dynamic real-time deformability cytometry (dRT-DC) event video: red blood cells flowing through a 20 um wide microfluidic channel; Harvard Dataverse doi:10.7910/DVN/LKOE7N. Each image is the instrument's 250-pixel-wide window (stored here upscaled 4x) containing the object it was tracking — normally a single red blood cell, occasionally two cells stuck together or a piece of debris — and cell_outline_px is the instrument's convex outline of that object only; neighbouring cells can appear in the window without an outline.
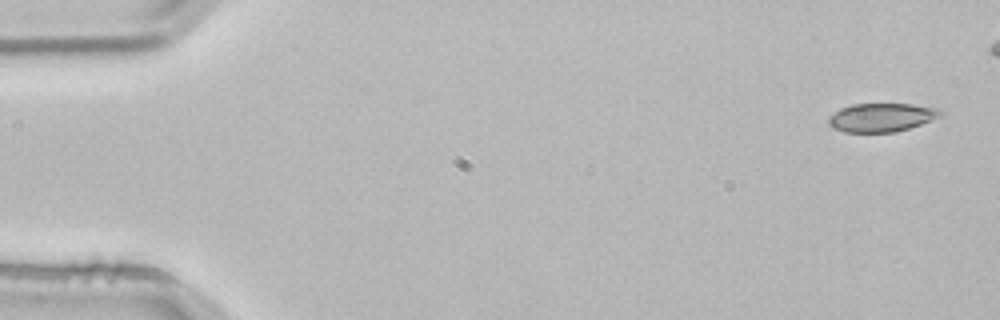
{"species": "common noctule bat (a hibernating species)", "species_latin": "Nyctalus noctula", "temperature_condition": "room temperature", "stored_images_in_passage": 4, "segment_of_instrument_passage": [2, 2], "camera_frame_rate_fps": 3000, "um_per_image_px": 0.085, "animal": {"sex": "male", "body_mass_g": 21.5, "forearm_length_mm": 52.0}, "frame": {"image": 1, "passage_image": 4, "time_ms": 1.0, "image_size_px": [1000, 320], "cell_outline_px": [[944, 112], [940, 116], [920, 124], [896, 132], [844, 132], [832, 128], [828, 124], [828, 116], [840, 108], [852, 104], [912, 104], [940, 108]], "centroid_in_image_um": [74.9, 9.98], "position_along_channel_um": 10.1, "area_um2": 18.73}}